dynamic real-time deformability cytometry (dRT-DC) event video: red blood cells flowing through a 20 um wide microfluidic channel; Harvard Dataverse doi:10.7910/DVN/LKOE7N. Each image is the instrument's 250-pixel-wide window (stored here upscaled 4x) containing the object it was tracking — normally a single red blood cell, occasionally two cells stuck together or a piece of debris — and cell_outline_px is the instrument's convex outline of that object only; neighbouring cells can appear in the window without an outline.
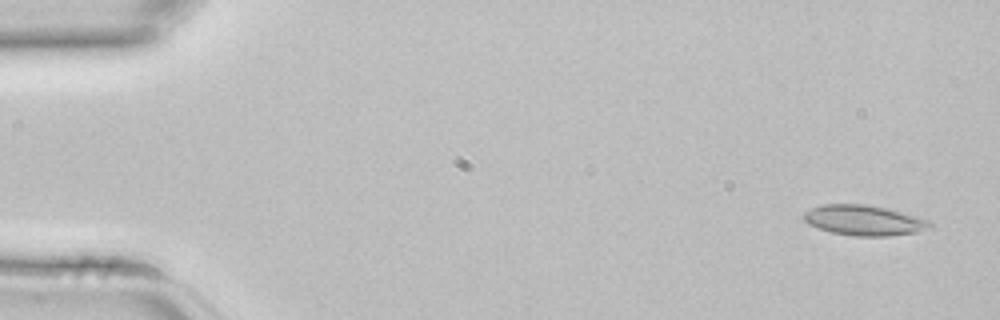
{"species": "common noctule bat (a hibernating species)", "species_latin": "Nyctalus noctula", "temperature_condition": "room temperature", "stored_images_in_passage": 3, "camera_frame_rate_fps": 3000, "um_per_image_px": 0.085, "animal": {"sex": "female", "body_mass_g": 22.7, "forearm_length_mm": 54.2}, "frame": {"image": 1, "passage_image": 3, "time_ms": 0.667, "image_size_px": [1000, 320], "cell_outline_px": [[932, 228], [916, 232], [888, 236], [856, 236], [832, 232], [808, 224], [804, 220], [804, 212], [812, 208], [824, 204], [864, 204], [884, 208], [916, 216], [928, 220], [932, 224]], "centroid_in_image_um": [73.45, 18.73], "position_along_channel_um": 11.6, "area_um2": 21.96}}